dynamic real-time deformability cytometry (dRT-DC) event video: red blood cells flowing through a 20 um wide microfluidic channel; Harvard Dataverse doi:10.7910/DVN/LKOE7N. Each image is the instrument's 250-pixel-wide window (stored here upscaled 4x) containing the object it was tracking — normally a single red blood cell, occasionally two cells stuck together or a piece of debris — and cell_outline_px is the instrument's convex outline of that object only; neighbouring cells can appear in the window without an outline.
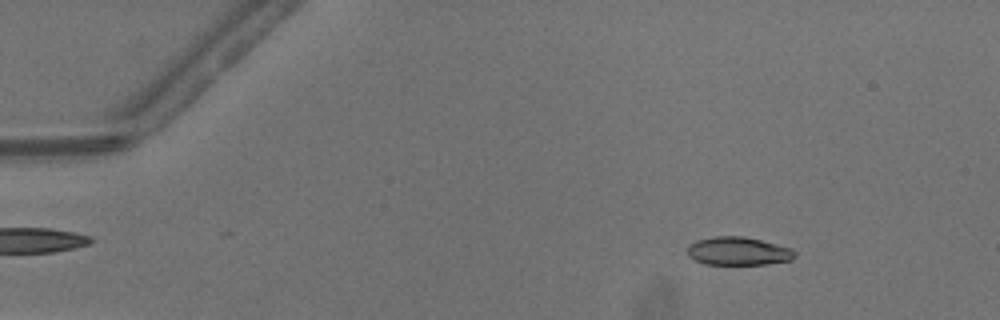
{"species": "common noctule bat (a hibernating species)", "species_latin": "Nyctalus noctula", "temperature_condition": "warm", "stored_images_in_passage": 40, "camera_frame_rate_fps": 3000, "um_per_image_px": 0.085, "animal": {"sex": "male", "body_mass_g": 13.3}, "frame": {"image": 1, "passage_image": 7, "time_ms": 2.0, "image_size_px": [1000, 320], "cell_outline_px": [[796, 256], [792, 260], [764, 264], [704, 264], [688, 256], [688, 244], [696, 240], [712, 236], [744, 236], [792, 248], [796, 252]], "centroid_in_image_um": [62.74, 21.34], "position_along_channel_um": 22.3, "area_um2": 17.74}}
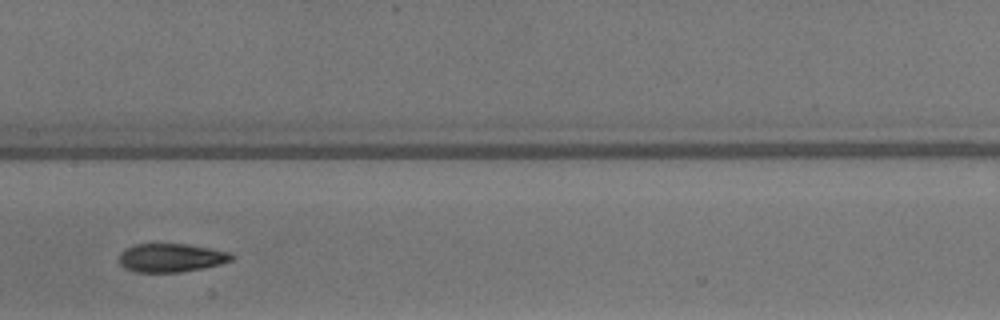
{"frame": {"image": 2, "passage_image": 26, "time_ms": 8.333, "image_size_px": [1000, 320], "cell_outline_px": [[236, 256], [232, 260], [220, 264], [180, 272], [136, 272], [124, 268], [120, 264], [120, 252], [124, 248], [132, 244], [188, 244], [228, 252]], "centroid_in_image_um": [14.5, 21.9], "position_along_channel_um": 192.9, "area_um2": 18.67}}
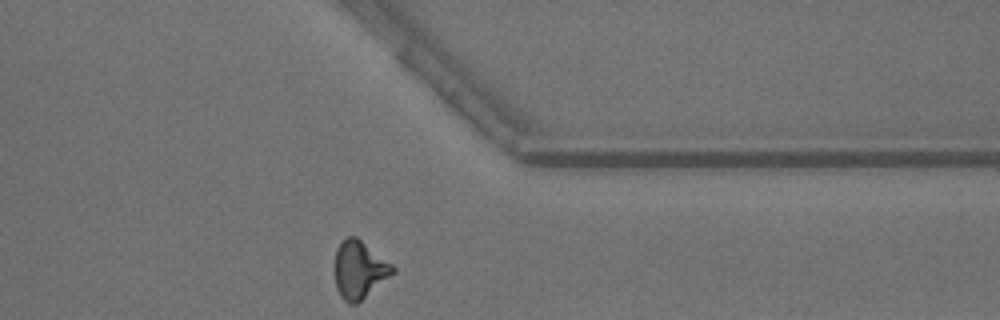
{"frame": {"image": 3, "passage_image": 40, "time_ms": 13.0, "image_size_px": [1000, 320], "cell_outline_px": [[396, 272], [356, 304], [352, 304], [344, 300], [340, 296], [336, 288], [336, 248], [348, 236], [356, 236], [392, 264], [396, 268]], "centroid_in_image_um": [30.57, 22.93], "position_along_channel_um": 380.8, "area_um2": 19.19}, "authors_computed_cell_mechanics": {"area_um2": 18.5827, "velocity_mm_per_s": 4.1744, "shape_relaxation_time_tau1_ms": 6.8588, "shape_relaxation_time_tau2_ms": 2.8633, "deformation_change_tau1": 0.2276, "deformation_change_tau2": 0.1147}}